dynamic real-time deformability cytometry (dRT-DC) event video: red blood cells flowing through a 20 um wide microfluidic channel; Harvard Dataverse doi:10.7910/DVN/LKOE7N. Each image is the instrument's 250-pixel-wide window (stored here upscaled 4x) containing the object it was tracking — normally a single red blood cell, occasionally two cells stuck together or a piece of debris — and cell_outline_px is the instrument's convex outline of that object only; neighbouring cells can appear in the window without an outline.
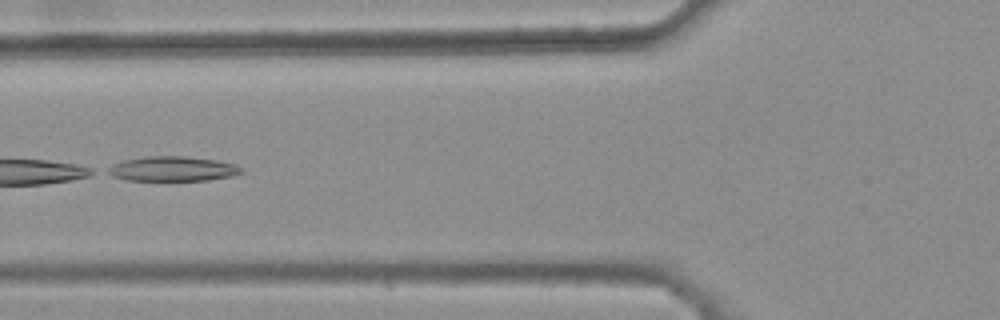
{"species": "common noctule bat (a hibernating species)", "species_latin": "Nyctalus noctula", "temperature_condition": "warm", "stored_images_in_passage": 43, "camera_frame_rate_fps": 3000, "um_per_image_px": 0.085, "animal": {"sex": "female", "body_mass_g": 25.1}, "frame": {"image": 1, "passage_image": 19, "time_ms": 6.0, "image_size_px": [1000, 320], "cell_outline_px": [[244, 172], [232, 176], [208, 180], [128, 180], [112, 176], [104, 172], [104, 168], [112, 164], [124, 160], [144, 156], [188, 156], [216, 160], [236, 164], [244, 168]], "centroid_in_image_um": [14.65, 14.34], "position_along_channel_um": 111.1, "area_um2": 19.59}}